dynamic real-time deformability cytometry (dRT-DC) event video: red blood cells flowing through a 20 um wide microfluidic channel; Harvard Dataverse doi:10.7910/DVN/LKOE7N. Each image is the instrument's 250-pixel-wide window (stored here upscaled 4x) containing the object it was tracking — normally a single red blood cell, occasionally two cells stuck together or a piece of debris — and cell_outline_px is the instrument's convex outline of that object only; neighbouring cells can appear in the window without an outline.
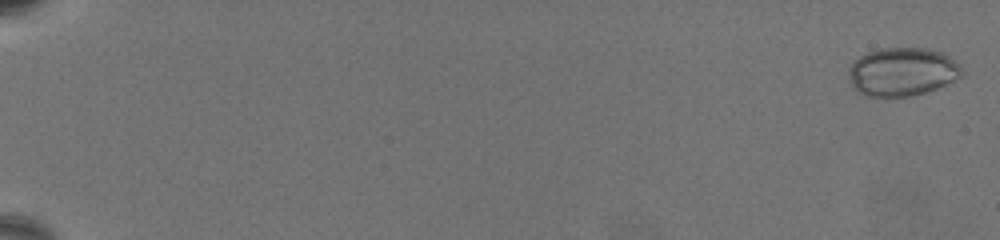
{"species": "common noctule bat (a hibernating species)", "species_latin": "Nyctalus noctula", "temperature_condition": "warm", "stored_images_in_passage": 69, "camera_frame_rate_fps": 3000, "um_per_image_px": 0.085, "animal": {"sex": "female", "body_mass_g": 19.5, "forearm_length_mm": 54.1}, "frame": {"image": 1, "passage_image": 2, "time_ms": 0.333, "image_size_px": [1000, 240], "cell_outline_px": [[964, 72], [960, 76], [936, 88], [912, 96], [864, 96], [852, 88], [848, 76], [848, 68], [860, 56], [868, 52], [880, 48], [928, 48], [940, 52], [956, 60], [960, 64]], "centroid_in_image_um": [76.66, 6.1], "position_along_channel_um": 8.3, "area_um2": 31.91}}
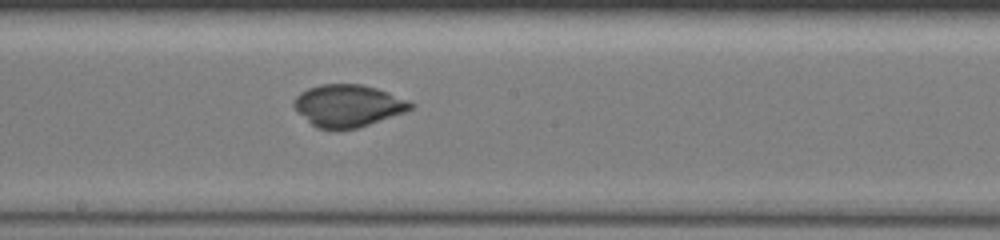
{"frame": {"image": 2, "passage_image": 42, "time_ms": 13.667, "image_size_px": [1000, 240], "cell_outline_px": [[416, 104], [412, 108], [404, 112], [356, 128], [340, 132], [316, 128], [292, 104], [292, 100], [300, 92], [308, 88], [320, 84], [360, 84], [376, 88], [388, 92], [408, 100]], "centroid_in_image_um": [29.56, 8.99], "position_along_channel_um": 218.6, "area_um2": 28.73}}
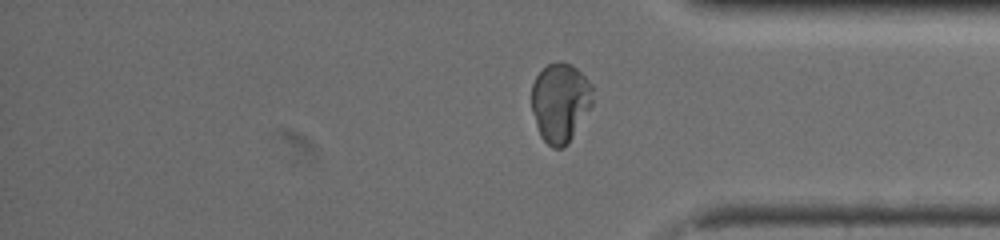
{"frame": {"image": 3, "passage_image": 58, "time_ms": 19.0, "image_size_px": [1000, 240], "cell_outline_px": [[592, 104], [568, 144], [564, 148], [552, 148], [540, 136], [532, 112], [532, 84], [536, 76], [548, 64], [560, 60], [572, 64], [592, 84]], "centroid_in_image_um": [47.61, 8.7], "position_along_channel_um": 387.6, "area_um2": 28.21}}